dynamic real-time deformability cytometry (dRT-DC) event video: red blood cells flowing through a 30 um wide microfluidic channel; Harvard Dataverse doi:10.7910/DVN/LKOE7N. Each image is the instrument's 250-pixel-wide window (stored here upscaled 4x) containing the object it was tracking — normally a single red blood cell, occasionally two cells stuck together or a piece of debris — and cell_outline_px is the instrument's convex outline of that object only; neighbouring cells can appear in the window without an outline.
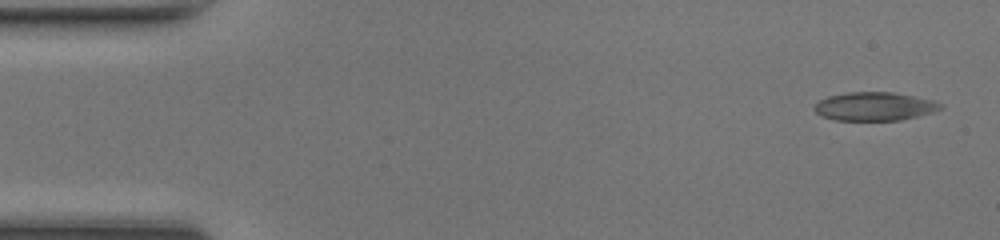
{"species": "common noctule bat (a hibernating species)", "species_latin": "Nyctalus noctula", "temperature_condition": "room temperature", "stored_images_in_passage": 47, "camera_frame_rate_fps": 3000, "um_per_image_px": 0.085, "animal": {"sex": "female", "body_mass_g": 17.0, "forearm_length_mm": 48.0}, "frame": {"image": 1, "passage_image": 1, "time_ms": 0.0, "image_size_px": [1000, 240], "cell_outline_px": [[944, 108], [932, 112], [900, 120], [836, 120], [820, 116], [812, 108], [820, 100], [828, 96], [848, 92], [892, 92], [932, 100], [944, 104]], "centroid_in_image_um": [74.32, 9.04], "position_along_channel_um": 10.7, "area_um2": 20.87}}
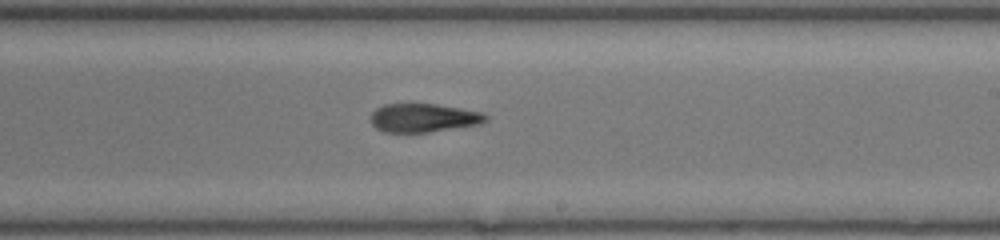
{"frame": {"image": 2, "passage_image": 27, "time_ms": 8.667, "image_size_px": [1000, 240], "cell_outline_px": [[488, 120], [480, 124], [428, 132], [384, 132], [376, 128], [372, 124], [372, 112], [376, 108], [384, 104], [436, 104], [484, 112], [488, 116]], "centroid_in_image_um": [36.03, 10.01], "position_along_channel_um": 253.0, "area_um2": 19.13}}
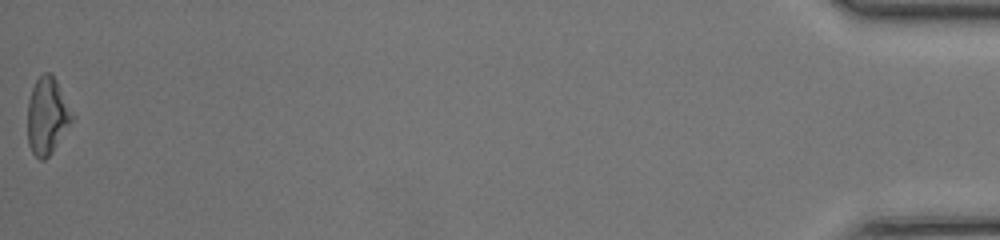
{"frame": {"image": 3, "passage_image": 47, "time_ms": 15.333, "image_size_px": [1000, 240], "cell_outline_px": [[76, 120], [52, 152], [44, 160], [40, 160], [32, 152], [28, 144], [28, 100], [32, 88], [36, 80], [44, 72], [52, 72], [76, 116]], "centroid_in_image_um": [4.06, 9.85], "position_along_channel_um": 431.1, "area_um2": 20.52}, "authors_computed_cell_mechanics": {"area_um2": 20.2878, "velocity_mm_per_s": 4.2827, "shape_relaxation_time_tau1_ms": null, "shape_relaxation_time_tau2_ms": 2.5203, "deformation_change_tau1": null, "deformation_change_tau2": 0.1197}}